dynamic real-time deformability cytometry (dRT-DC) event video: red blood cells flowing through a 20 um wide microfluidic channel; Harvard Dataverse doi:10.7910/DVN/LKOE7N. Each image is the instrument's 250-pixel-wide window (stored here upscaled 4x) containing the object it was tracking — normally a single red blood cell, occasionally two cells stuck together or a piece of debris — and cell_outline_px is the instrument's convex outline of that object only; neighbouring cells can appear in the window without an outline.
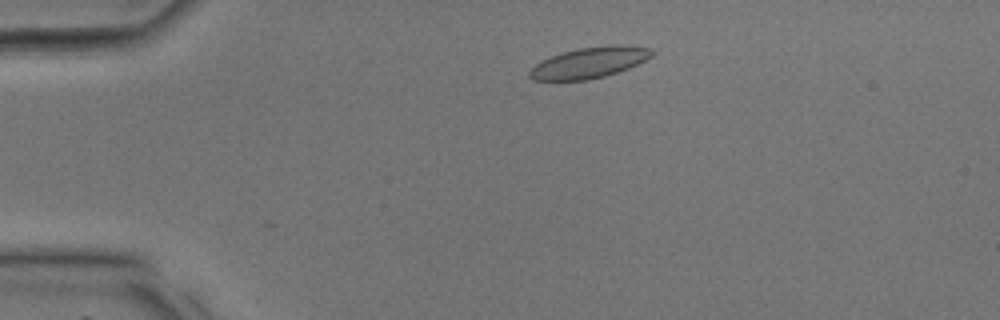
{"species": "common noctule bat (a hibernating species)", "species_latin": "Nyctalus noctula", "temperature_condition": "room temperature", "stored_images_in_passage": 30, "camera_frame_rate_fps": 3000, "um_per_image_px": 0.085, "animal": {"sex": "male", "body_mass_g": 17.9, "forearm_length_mm": 54.2}, "frame": {"image": 1, "passage_image": 1, "time_ms": 0.0, "image_size_px": [1000, 320], "cell_outline_px": [[656, 52], [652, 56], [628, 68], [604, 76], [588, 80], [532, 80], [528, 76], [528, 72], [540, 60], [564, 52], [580, 48], [616, 44], [620, 44], [652, 48]], "centroid_in_image_um": [50.1, 5.32], "position_along_channel_um": 34.9, "area_um2": 21.91}}
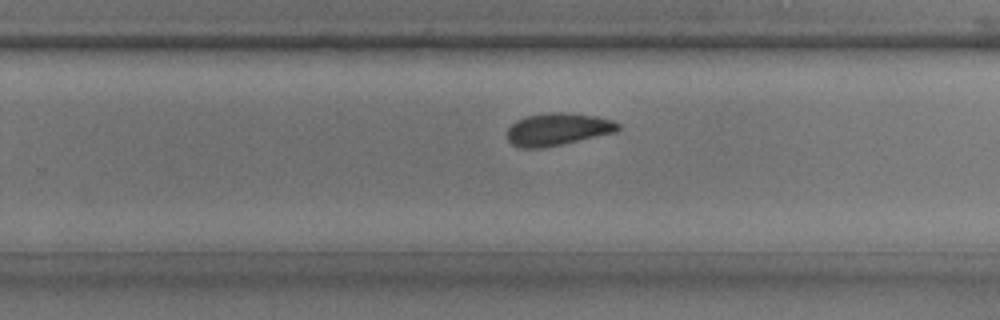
{"frame": {"image": 2, "passage_image": 17, "time_ms": 5.333, "image_size_px": [1000, 320], "cell_outline_px": [[620, 128], [616, 132], [560, 144], [540, 148], [520, 148], [512, 144], [508, 140], [508, 128], [516, 120], [524, 116], [548, 112], [560, 112], [596, 116], [612, 120], [620, 124]], "centroid_in_image_um": [47.39, 10.97], "position_along_channel_um": 282.4, "area_um2": 20.81}}
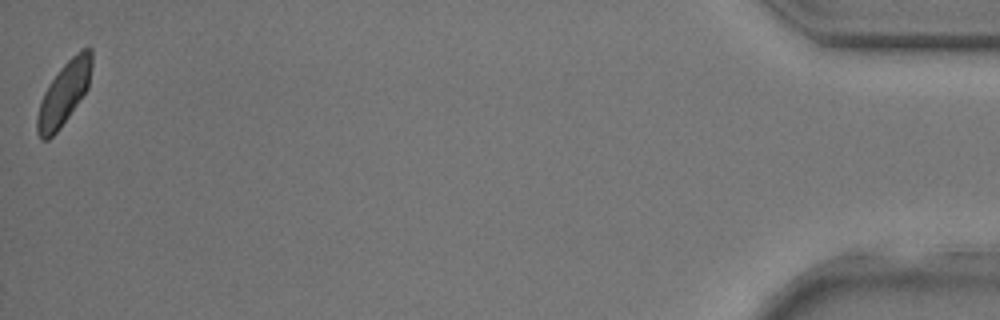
{"frame": {"image": 3, "passage_image": 30, "time_ms": 9.667, "image_size_px": [1000, 320], "cell_outline_px": [[92, 64], [88, 88], [60, 128], [48, 140], [40, 140], [36, 132], [36, 116], [40, 100], [48, 84], [60, 68], [76, 52], [88, 44], [92, 48]], "centroid_in_image_um": [5.43, 7.92], "position_along_channel_um": 429.8, "area_um2": 20.23}}